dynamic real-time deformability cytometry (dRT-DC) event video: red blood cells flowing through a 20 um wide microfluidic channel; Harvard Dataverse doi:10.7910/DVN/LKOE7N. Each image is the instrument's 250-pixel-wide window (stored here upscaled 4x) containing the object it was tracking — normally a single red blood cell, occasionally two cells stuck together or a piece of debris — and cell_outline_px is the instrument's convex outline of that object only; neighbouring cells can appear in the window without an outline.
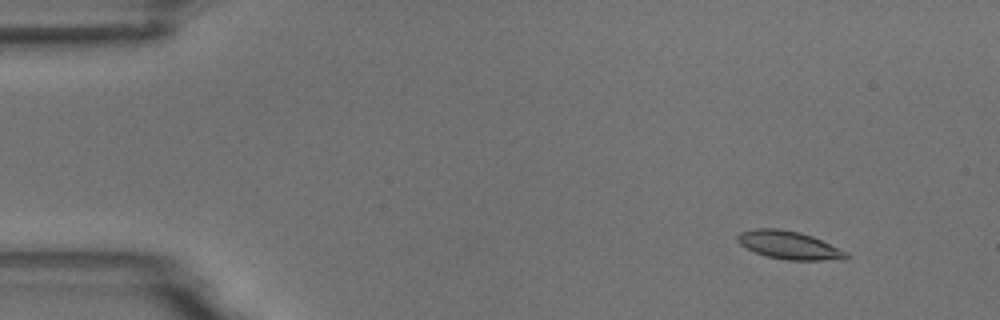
{"species": "common noctule bat (a hibernating species)", "species_latin": "Nyctalus noctula", "temperature_condition": "room temperature", "stored_images_in_passage": 4, "camera_frame_rate_fps": 3000, "um_per_image_px": 0.085, "animal": {"sex": "male", "body_mass_g": 18.8}, "frame": {"image": 1, "passage_image": 1, "time_ms": 0.0, "image_size_px": [1000, 320], "cell_outline_px": [[848, 260], [784, 260], [768, 256], [756, 252], [740, 244], [736, 240], [736, 236], [740, 232], [756, 228], [780, 228], [800, 232], [812, 236], [848, 252]], "centroid_in_image_um": [67.09, 20.83], "position_along_channel_um": 17.9, "area_um2": 17.86}}
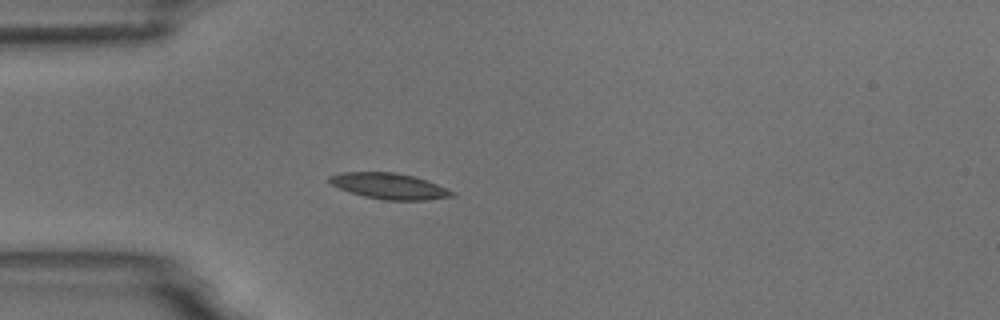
{"frame": {"image": 2, "passage_image": 4, "time_ms": 3.333, "image_size_px": [1000, 320], "cell_outline_px": [[456, 196], [428, 200], [384, 200], [364, 196], [340, 188], [332, 184], [328, 180], [328, 176], [340, 172], [396, 172], [428, 180], [456, 192]], "centroid_in_image_um": [33.14, 15.81], "position_along_channel_um": 51.9, "area_um2": 18.55}}